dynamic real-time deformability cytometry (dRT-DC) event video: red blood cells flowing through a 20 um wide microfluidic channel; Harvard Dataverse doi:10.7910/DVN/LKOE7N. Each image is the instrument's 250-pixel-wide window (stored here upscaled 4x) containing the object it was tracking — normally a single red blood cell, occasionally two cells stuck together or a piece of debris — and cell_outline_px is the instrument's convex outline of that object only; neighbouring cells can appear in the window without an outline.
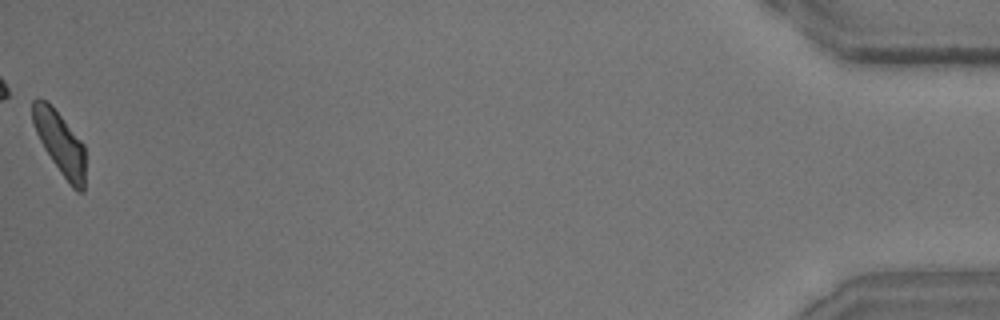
{"species": "common noctule bat (a hibernating species)", "species_latin": "Nyctalus noctula", "temperature_condition": "room temperature", "stored_images_in_passage": 40, "camera_frame_rate_fps": 3000, "um_per_image_px": 0.085, "animal": {"sex": "male", "body_mass_g": 15.6}, "frame": {"image": 1, "passage_image": 40, "time_ms": 13.0, "image_size_px": [1000, 320], "cell_outline_px": [[84, 192], [76, 192], [72, 188], [52, 160], [44, 148], [32, 124], [32, 100], [36, 96], [44, 100], [60, 116], [84, 144]], "centroid_in_image_um": [5.08, 12.17], "position_along_channel_um": 430.1, "area_um2": 18.9}, "authors_computed_cell_mechanics": {"area_um2": 20.3745, "velocity_mm_per_s": 4.0325, "shape_relaxation_time_tau1_ms": 3.9387, "shape_relaxation_time_tau2_ms": 2.4123, "deformation_change_tau1": 0.1477, "deformation_change_tau2": 0.0873}}